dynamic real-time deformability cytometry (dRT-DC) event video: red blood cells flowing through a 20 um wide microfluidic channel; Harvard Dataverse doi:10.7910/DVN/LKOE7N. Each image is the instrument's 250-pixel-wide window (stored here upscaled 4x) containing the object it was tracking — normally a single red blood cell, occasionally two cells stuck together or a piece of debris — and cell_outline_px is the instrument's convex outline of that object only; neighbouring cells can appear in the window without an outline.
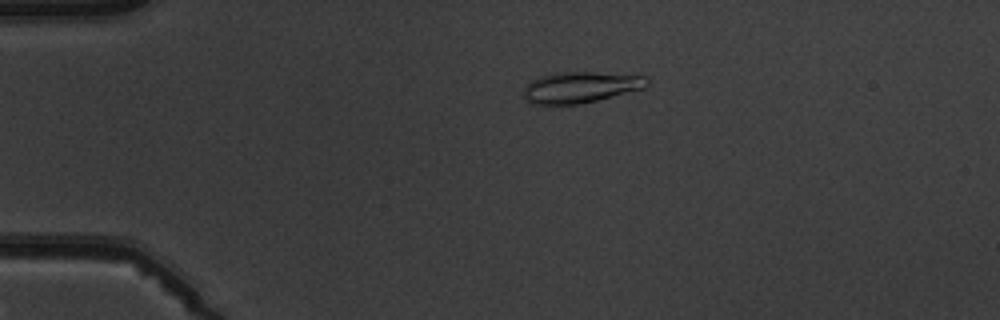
{"species": "common noctule bat (a hibernating species)", "species_latin": "Nyctalus noctula", "temperature_condition": "warm", "stored_images_in_passage": 4, "camera_frame_rate_fps": 3000, "um_per_image_px": 0.085, "animal": {"sex": "male", "body_mass_g": 19.5, "forearm_length_mm": 54.6}, "frame": {"image": 1, "passage_image": 3, "time_ms": 2.667, "image_size_px": [1000, 320], "cell_outline_px": [[648, 84], [644, 88], [580, 104], [532, 104], [524, 96], [524, 88], [532, 80], [540, 76], [556, 72], [592, 72], [648, 76]], "centroid_in_image_um": [49.35, 7.4], "position_along_channel_um": 35.7, "area_um2": 22.14}}